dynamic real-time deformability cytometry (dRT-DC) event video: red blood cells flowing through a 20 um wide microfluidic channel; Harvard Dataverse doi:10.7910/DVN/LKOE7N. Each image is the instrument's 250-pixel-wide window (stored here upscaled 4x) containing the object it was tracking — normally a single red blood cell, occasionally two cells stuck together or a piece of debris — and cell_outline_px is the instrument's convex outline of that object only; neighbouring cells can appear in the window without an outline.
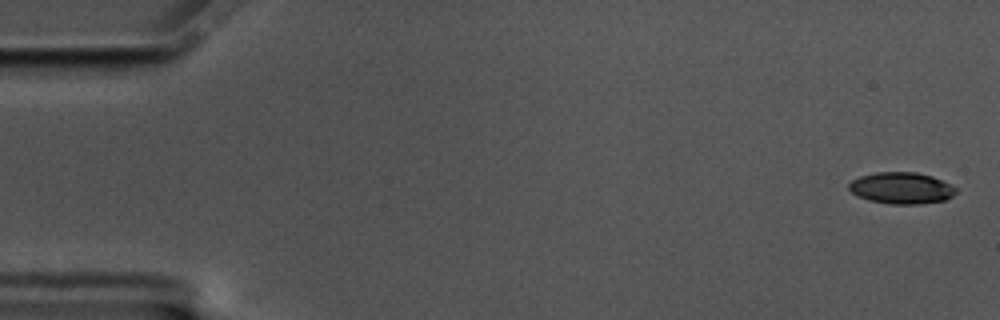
{"species": "common noctule bat (a hibernating species)", "species_latin": "Nyctalus noctula", "temperature_condition": "cold", "stored_images_in_passage": 57, "camera_frame_rate_fps": 3000, "um_per_image_px": 0.085, "animal": {"sex": "male", "body_mass_g": 17.5, "forearm_length_mm": 52.3}, "frame": {"image": 1, "passage_image": 1, "time_ms": 0.0, "image_size_px": [1000, 320], "cell_outline_px": [[956, 192], [952, 196], [944, 200], [920, 204], [892, 204], [868, 200], [852, 192], [848, 188], [848, 184], [852, 180], [860, 176], [876, 172], [916, 172], [932, 176], [956, 188]], "centroid_in_image_um": [76.6, 15.98], "position_along_channel_um": 8.4, "area_um2": 19.48}}
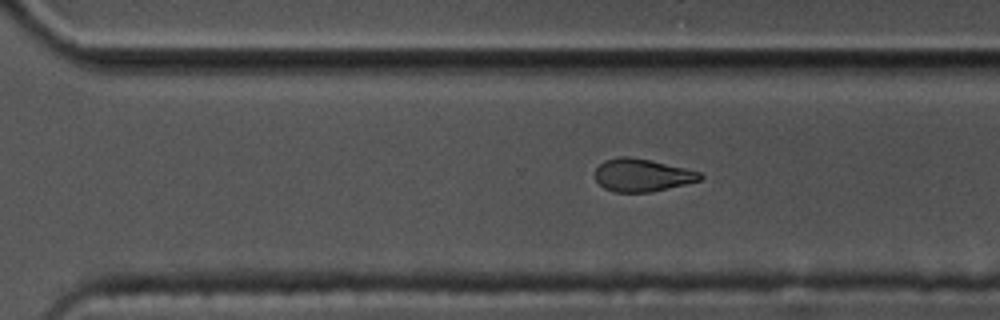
{"frame": {"image": 2, "passage_image": 39, "time_ms": 12.667, "image_size_px": [1000, 320], "cell_outline_px": [[704, 176], [700, 180], [652, 192], [616, 192], [604, 188], [596, 180], [592, 172], [604, 160], [620, 156], [628, 156], [648, 160], [684, 168], [700, 172]], "centroid_in_image_um": [54.52, 14.89], "position_along_channel_um": 316.1, "area_um2": 19.94}}
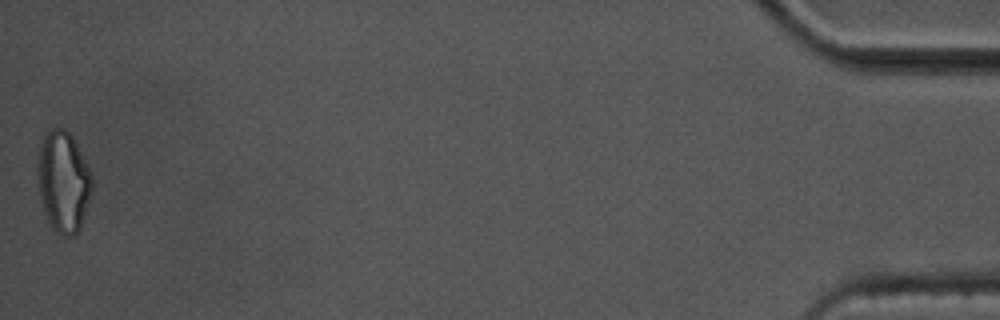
{"frame": {"image": 3, "passage_image": 57, "time_ms": 18.667, "image_size_px": [1000, 320], "cell_outline_px": [[92, 188], [80, 228], [72, 236], [64, 236], [56, 232], [52, 228], [48, 220], [40, 200], [36, 168], [36, 164], [40, 144], [48, 128], [64, 128], [72, 136], [92, 176]], "centroid_in_image_um": [5.34, 15.42], "position_along_channel_um": 429.9, "area_um2": 31.91}, "authors_computed_cell_mechanics": {"area_um2": 21.2126, "velocity_mm_per_s": 3.4976, "shape_relaxation_time_tau1_ms": null, "shape_relaxation_time_tau2_ms": 7.4261, "deformation_change_tau1": null, "deformation_change_tau2": 0.1512}}